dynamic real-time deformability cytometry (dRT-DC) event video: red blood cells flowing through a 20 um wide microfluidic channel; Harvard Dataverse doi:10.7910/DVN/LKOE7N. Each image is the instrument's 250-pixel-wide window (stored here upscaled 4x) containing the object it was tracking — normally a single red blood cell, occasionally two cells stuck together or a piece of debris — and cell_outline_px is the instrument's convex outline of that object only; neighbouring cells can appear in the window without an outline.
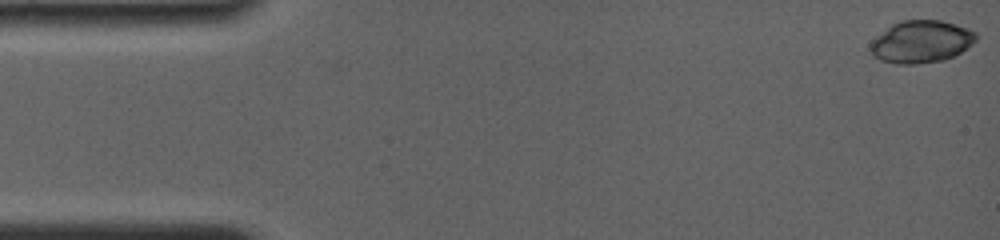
{"species": "common noctule bat (a hibernating species)", "species_latin": "Nyctalus noctula", "temperature_condition": "room temperature", "stored_images_in_passage": 20, "camera_frame_rate_fps": 4000, "um_per_image_px": 0.085, "animal": {"sex": "female", "body_mass_g": 19.0, "forearm_length_mm": 56.7}, "frame": {"image": 1, "passage_image": 1, "time_ms": 0.0, "image_size_px": [1000, 240], "cell_outline_px": [[976, 40], [972, 44], [960, 52], [944, 60], [916, 64], [896, 64], [880, 60], [872, 56], [868, 44], [876, 36], [892, 24], [900, 20], [940, 20], [956, 24], [976, 32]], "centroid_in_image_um": [78.25, 3.54], "position_along_channel_um": 6.7, "area_um2": 26.18}}
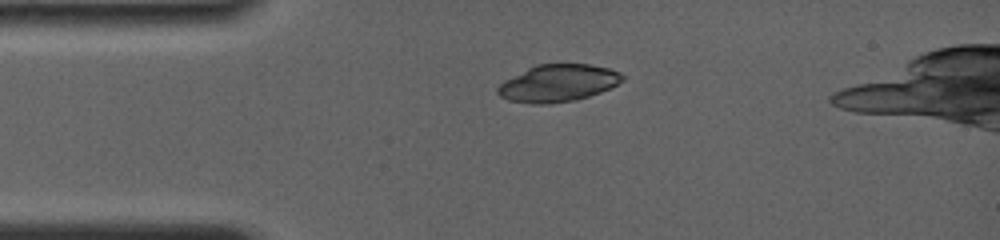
{"frame": {"image": 2, "passage_image": 15, "time_ms": 3.5, "image_size_px": [1000, 240], "cell_outline_px": [[624, 80], [612, 88], [576, 100], [548, 104], [532, 104], [508, 100], [500, 96], [496, 92], [496, 88], [504, 80], [536, 64], [588, 64], [608, 68], [620, 72], [624, 76]], "centroid_in_image_um": [47.43, 7.07], "position_along_channel_um": 37.6, "area_um2": 27.17}}